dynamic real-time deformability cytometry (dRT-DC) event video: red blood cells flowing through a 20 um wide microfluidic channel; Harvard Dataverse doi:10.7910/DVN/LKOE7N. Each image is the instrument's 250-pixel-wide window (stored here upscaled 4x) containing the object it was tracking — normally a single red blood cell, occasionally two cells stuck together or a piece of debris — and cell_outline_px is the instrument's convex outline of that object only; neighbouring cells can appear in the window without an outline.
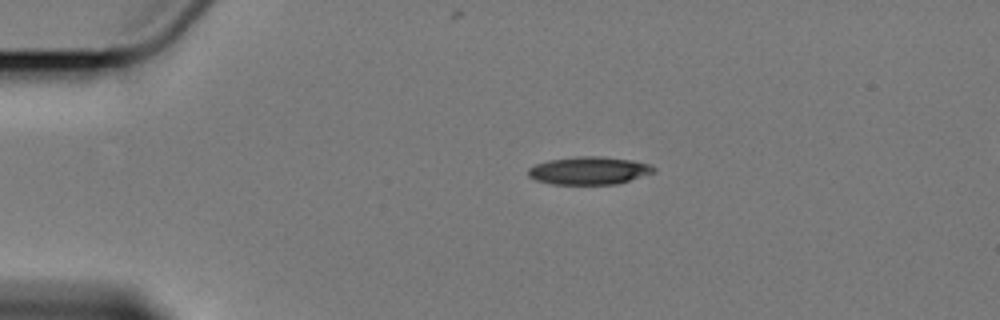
{"species": "Egyptian fruit bat (a non-hibernating species)", "species_latin": "Rousettus aegyptiacus", "temperature_condition": "cold", "stored_images_in_passage": 13, "camera_frame_rate_fps": 3000, "um_per_image_px": 0.085, "animal": {"sex": "female"}, "frame": {"image": 1, "passage_image": 1, "time_ms": 0.0, "image_size_px": [1000, 320], "cell_outline_px": [[656, 172], [616, 184], [552, 184], [536, 180], [528, 176], [528, 168], [536, 164], [548, 160], [580, 156], [600, 156], [632, 160], [648, 164], [656, 168]], "centroid_in_image_um": [50.06, 14.5], "position_along_channel_um": 34.9, "area_um2": 20.29}}
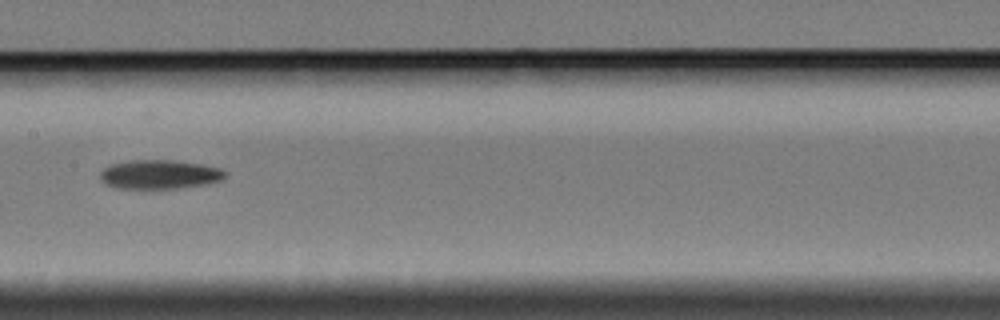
{"frame": {"image": 2, "passage_image": 6, "time_ms": 6.0, "image_size_px": [1000, 320], "cell_outline_px": [[228, 172], [220, 180], [204, 184], [176, 188], [116, 188], [100, 180], [100, 172], [104, 168], [112, 164], [132, 160], [172, 160], [200, 164], [220, 168]], "centroid_in_image_um": [13.55, 14.82], "position_along_channel_um": 193.9, "area_um2": 20.87}}
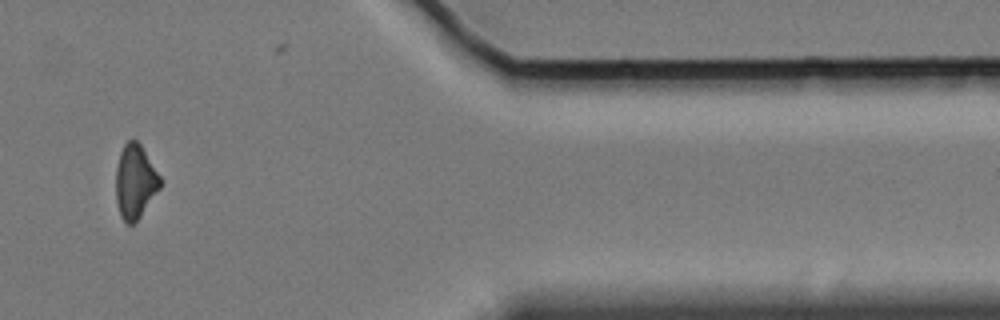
{"frame": {"image": 3, "passage_image": 11, "time_ms": 13.0, "image_size_px": [1000, 320], "cell_outline_px": [[160, 188], [140, 216], [132, 224], [128, 224], [120, 216], [116, 200], [116, 168], [120, 152], [124, 144], [128, 140], [136, 140], [140, 144], [160, 176]], "centroid_in_image_um": [11.47, 15.43], "position_along_channel_um": 399.9, "area_um2": 18.79}, "authors_computed_cell_mechanics": {"area_um2": 20.2878, "velocity_mm_per_s": 3.3896, "shape_relaxation_time_tau1_ms": 8.4398, "shape_relaxation_time_tau2_ms": null, "deformation_change_tau1": 0.1156, "deformation_change_tau2": null}}